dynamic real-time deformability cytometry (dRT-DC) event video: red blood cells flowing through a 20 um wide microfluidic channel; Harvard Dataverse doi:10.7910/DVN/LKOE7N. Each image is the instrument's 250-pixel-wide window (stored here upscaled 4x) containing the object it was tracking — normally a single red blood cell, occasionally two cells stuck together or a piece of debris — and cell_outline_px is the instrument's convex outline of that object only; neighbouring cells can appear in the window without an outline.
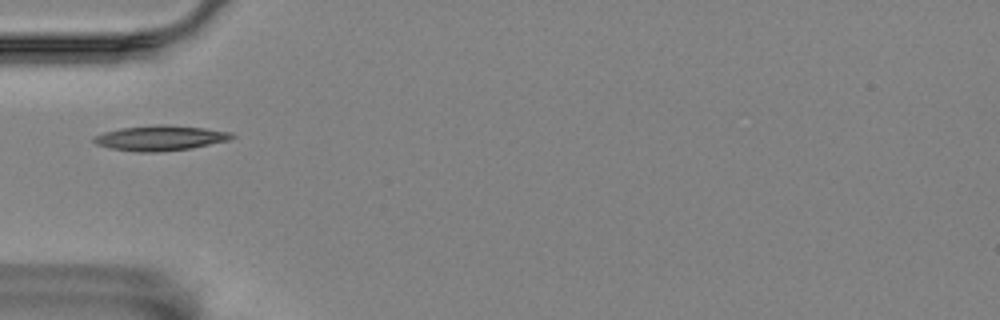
{"species": "Egyptian fruit bat (a non-hibernating species)", "species_latin": "Rousettus aegyptiacus", "temperature_condition": "room temperature", "stored_images_in_passage": 2, "camera_frame_rate_fps": 3000, "um_per_image_px": 0.085, "animal": {"sex": "female"}, "frame": {"image": 1, "passage_image": 1, "time_ms": 0.0, "image_size_px": [1000, 320], "cell_outline_px": [[236, 136], [228, 140], [192, 148], [156, 152], [136, 152], [108, 148], [96, 144], [92, 140], [92, 136], [104, 132], [120, 128], [156, 124], [168, 124], [204, 128], [232, 132]], "centroid_in_image_um": [13.59, 11.72], "position_along_channel_um": 71.4, "area_um2": 20.4}}
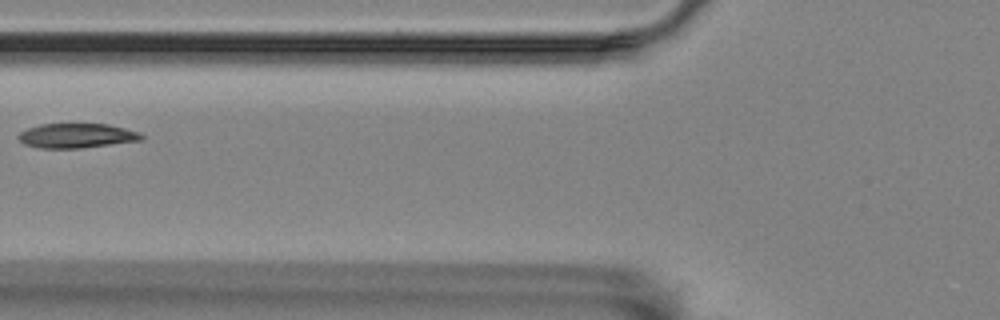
{"frame": {"image": 2, "passage_image": 2, "time_ms": 0.333, "image_size_px": [1000, 320], "cell_outline_px": [[144, 140], [80, 148], [40, 148], [24, 144], [16, 136], [20, 132], [28, 128], [40, 124], [108, 124], [140, 132], [144, 136]], "centroid_in_image_um": [6.53, 11.53], "position_along_channel_um": 119.3, "area_um2": 17.63}}